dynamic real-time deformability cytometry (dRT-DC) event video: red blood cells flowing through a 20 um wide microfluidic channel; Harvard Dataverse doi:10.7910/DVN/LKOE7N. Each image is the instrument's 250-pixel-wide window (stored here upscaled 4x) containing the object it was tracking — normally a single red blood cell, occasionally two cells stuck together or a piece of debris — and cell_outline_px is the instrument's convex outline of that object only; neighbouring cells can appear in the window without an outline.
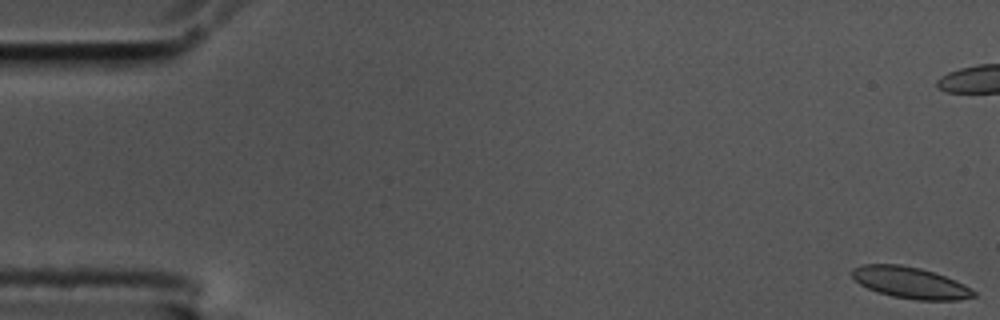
{"species": "common noctule bat (a hibernating species)", "species_latin": "Nyctalus noctula", "temperature_condition": "cold", "stored_images_in_passage": 58, "camera_frame_rate_fps": 3000, "um_per_image_px": 0.085, "animal": {"sex": "male", "body_mass_g": 17.5, "forearm_length_mm": 52.3}, "frame": {"image": 1, "passage_image": 1, "time_ms": 0.0, "image_size_px": [1000, 320], "cell_outline_px": [[976, 296], [960, 300], [916, 300], [892, 296], [876, 292], [860, 284], [852, 276], [852, 268], [860, 264], [900, 264], [920, 268], [936, 272], [956, 280], [964, 284], [976, 292]], "centroid_in_image_um": [77.39, 24.02], "position_along_channel_um": 7.6, "area_um2": 22.48}}
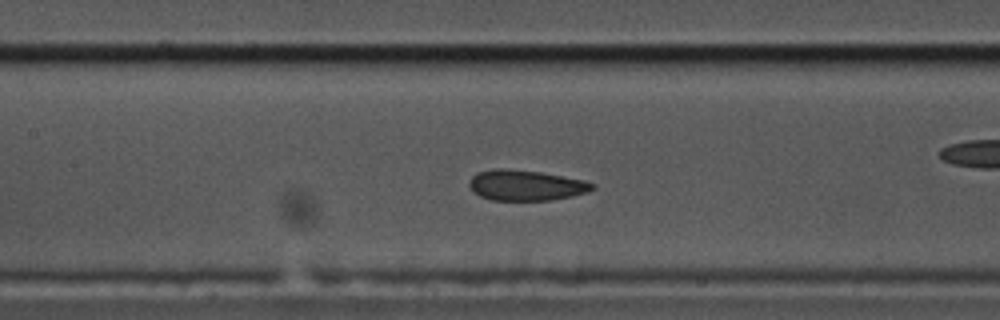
{"frame": {"image": 2, "passage_image": 26, "time_ms": 8.333, "image_size_px": [1000, 320], "cell_outline_px": [[596, 188], [588, 192], [572, 196], [552, 200], [492, 200], [480, 196], [472, 192], [468, 184], [468, 180], [476, 172], [496, 168], [500, 168], [540, 172], [584, 180], [596, 184]], "centroid_in_image_um": [44.68, 15.75], "position_along_channel_um": 162.7, "area_um2": 22.08}}
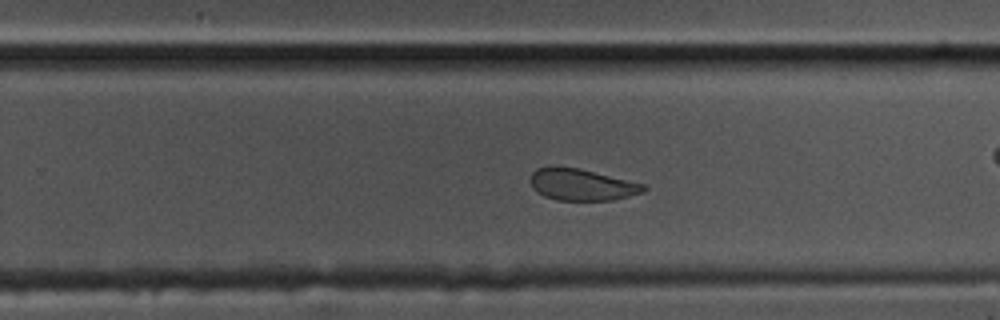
{"frame": {"image": 3, "passage_image": 36, "time_ms": 11.667, "image_size_px": [1000, 320], "cell_outline_px": [[648, 188], [644, 192], [612, 200], [556, 200], [544, 196], [536, 192], [532, 188], [528, 180], [532, 172], [536, 168], [552, 164], [556, 164], [580, 168], [644, 184]], "centroid_in_image_um": [49.36, 15.66], "position_along_channel_um": 280.4, "area_um2": 21.44}, "authors_computed_cell_mechanics": {"area_um2": 22.5998, "velocity_mm_per_s": 3.5389, "shape_relaxation_time_tau1_ms": null, "shape_relaxation_time_tau2_ms": 0.961, "deformation_change_tau1": null, "deformation_change_tau2": 0.0504}}